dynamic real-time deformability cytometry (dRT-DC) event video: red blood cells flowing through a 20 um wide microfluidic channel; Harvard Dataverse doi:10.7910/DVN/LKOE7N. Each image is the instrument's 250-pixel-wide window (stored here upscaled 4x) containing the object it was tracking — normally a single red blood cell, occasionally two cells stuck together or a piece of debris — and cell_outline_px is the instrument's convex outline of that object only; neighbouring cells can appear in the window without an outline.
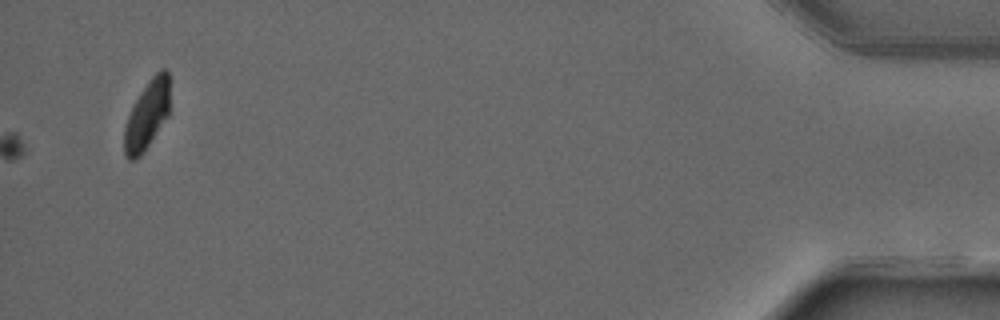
{"species": "common noctule bat (a hibernating species)", "species_latin": "Nyctalus noctula", "temperature_condition": "warm", "stored_images_in_passage": 37, "camera_frame_rate_fps": 3000, "um_per_image_px": 0.085, "animal": {"sex": "male", "forearm_length_mm": 52.5}, "frame": {"image": 1, "passage_image": 37, "time_ms": 12.0, "image_size_px": [1000, 320], "cell_outline_px": [[168, 116], [140, 156], [136, 160], [128, 160], [124, 152], [124, 128], [128, 116], [140, 92], [152, 76], [160, 68], [164, 68], [168, 72]], "centroid_in_image_um": [12.48, 9.79], "position_along_channel_um": 422.7, "area_um2": 17.86}}